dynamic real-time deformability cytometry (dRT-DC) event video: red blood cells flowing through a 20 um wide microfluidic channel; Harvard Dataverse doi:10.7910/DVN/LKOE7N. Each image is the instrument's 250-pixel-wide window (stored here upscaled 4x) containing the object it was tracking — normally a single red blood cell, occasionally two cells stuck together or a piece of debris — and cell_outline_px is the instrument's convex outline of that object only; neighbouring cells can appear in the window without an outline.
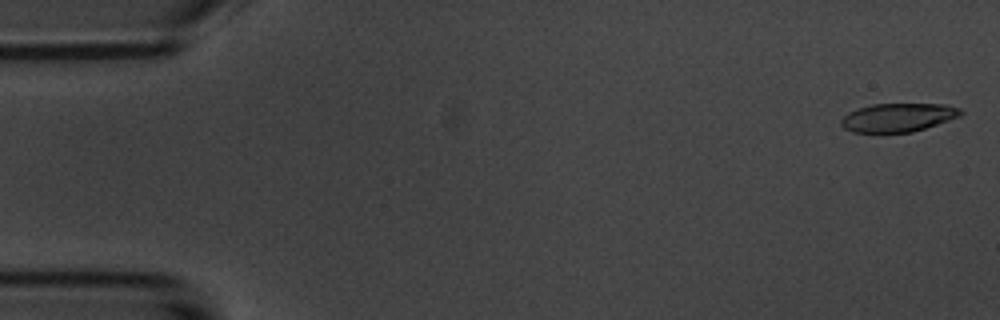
{"species": "common noctule bat (a hibernating species)", "species_latin": "Nyctalus noctula", "temperature_condition": "room temperature", "stored_images_in_passage": 54, "camera_frame_rate_fps": 3000, "um_per_image_px": 0.085, "animal": {"sex": "male", "body_mass_g": 20.1, "forearm_length_mm": 53.5}, "frame": {"image": 1, "passage_image": 1, "time_ms": 0.0, "image_size_px": [1000, 320], "cell_outline_px": [[964, 112], [960, 116], [912, 132], [852, 132], [844, 128], [840, 124], [840, 120], [848, 112], [872, 104], [948, 104], [960, 108]], "centroid_in_image_um": [76.33, 9.98], "position_along_channel_um": 8.7, "area_um2": 19.77}}
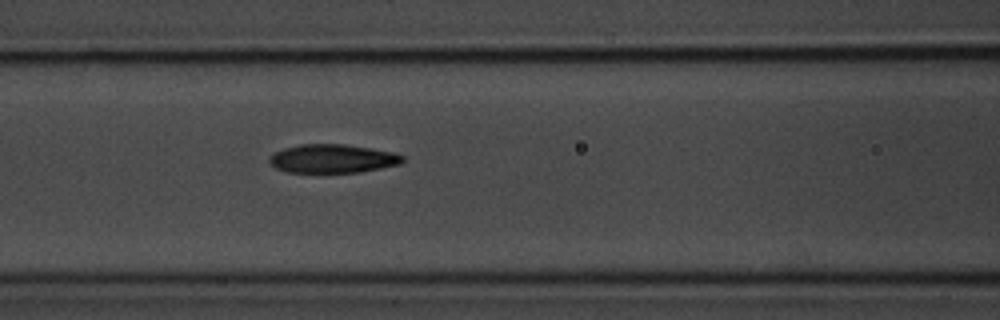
{"frame": {"image": 2, "passage_image": 22, "time_ms": 7.0, "image_size_px": [1000, 320], "cell_outline_px": [[404, 160], [400, 164], [360, 172], [288, 172], [276, 168], [268, 160], [268, 156], [284, 148], [300, 144], [344, 144], [372, 148], [392, 152], [404, 156]], "centroid_in_image_um": [28.27, 13.48], "position_along_channel_um": 138.3, "area_um2": 22.14}}
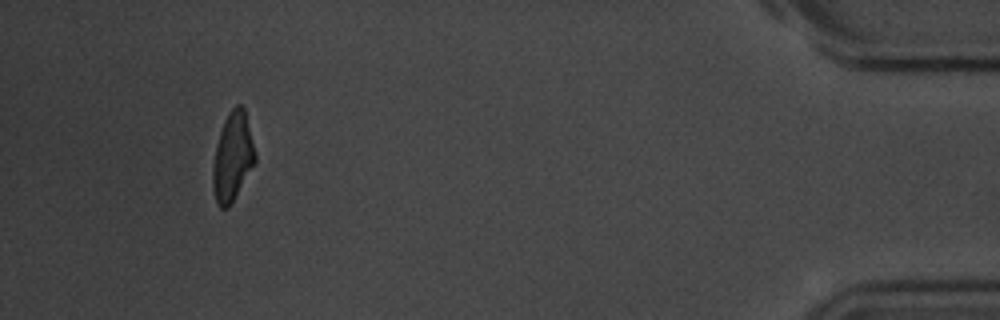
{"frame": {"image": 3, "passage_image": 50, "time_ms": 16.333, "image_size_px": [1000, 320], "cell_outline_px": [[256, 160], [228, 208], [220, 208], [216, 204], [212, 188], [212, 172], [216, 148], [220, 132], [224, 120], [228, 112], [236, 104], [240, 104], [244, 108], [256, 152]], "centroid_in_image_um": [19.76, 13.33], "position_along_channel_um": 415.4, "area_um2": 21.62}, "authors_computed_cell_mechanics": {"area_um2": 22.0507, "velocity_mm_per_s": 3.7041, "shape_relaxation_time_tau1_ms": 3.4155, "shape_relaxation_time_tau2_ms": 2.9788, "deformation_change_tau1": 0.178, "deformation_change_tau2": 0.1041}}